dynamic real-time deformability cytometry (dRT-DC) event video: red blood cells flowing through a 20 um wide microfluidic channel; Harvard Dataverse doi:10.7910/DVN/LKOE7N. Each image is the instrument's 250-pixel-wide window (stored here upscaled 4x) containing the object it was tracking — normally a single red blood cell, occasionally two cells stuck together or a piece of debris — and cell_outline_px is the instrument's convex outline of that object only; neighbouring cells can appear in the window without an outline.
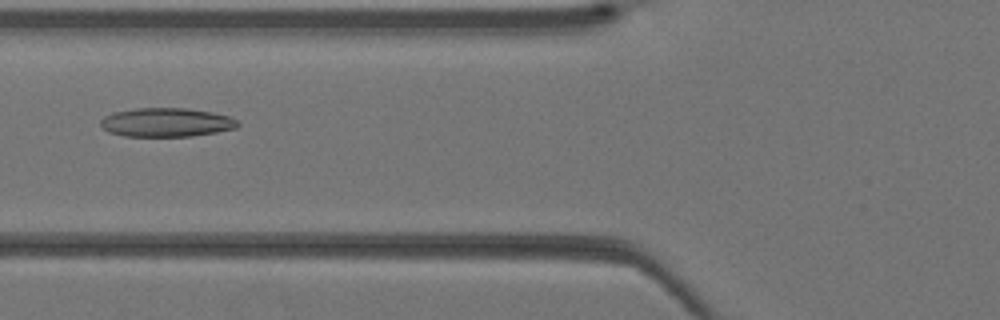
{"species": "Egyptian fruit bat (a non-hibernating species)", "species_latin": "Rousettus aegyptiacus", "temperature_condition": "warm", "stored_images_in_passage": 39, "camera_frame_rate_fps": 3000, "um_per_image_px": 0.085, "animal": {"sex": "female"}, "frame": {"image": 1, "passage_image": 14, "time_ms": 4.333, "image_size_px": [1000, 320], "cell_outline_px": [[240, 124], [236, 128], [216, 132], [192, 136], [124, 136], [108, 132], [100, 124], [100, 120], [104, 116], [112, 112], [136, 108], [188, 108], [212, 112], [228, 116], [236, 120]], "centroid_in_image_um": [14.12, 10.4], "position_along_channel_um": 111.7, "area_um2": 23.12}}
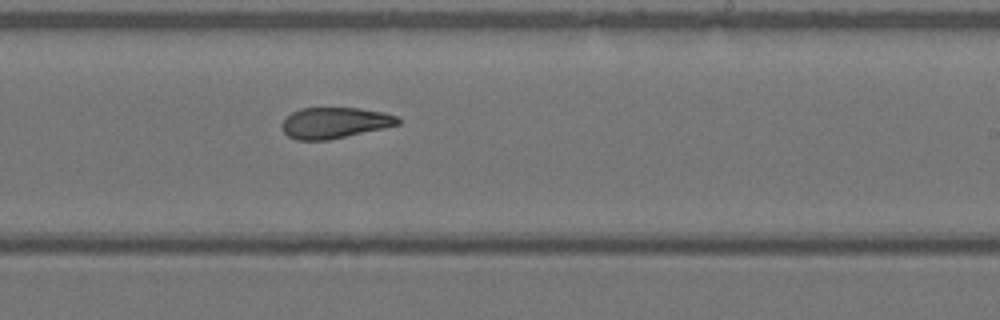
{"frame": {"image": 2, "passage_image": 23, "time_ms": 7.333, "image_size_px": [1000, 320], "cell_outline_px": [[400, 124], [328, 140], [296, 140], [288, 136], [284, 132], [280, 124], [292, 112], [300, 108], [360, 108], [384, 112], [396, 116], [400, 120]], "centroid_in_image_um": [28.42, 10.43], "position_along_channel_um": 260.6, "area_um2": 20.81}}
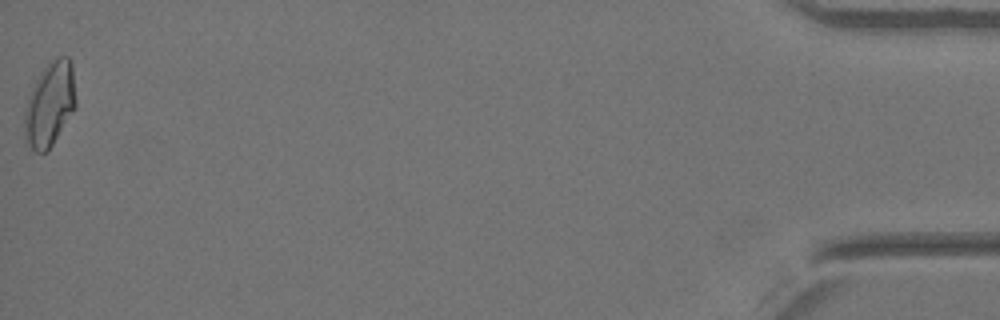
{"frame": {"image": 3, "passage_image": 39, "time_ms": 12.667, "image_size_px": [1000, 320], "cell_outline_px": [[76, 108], [48, 152], [36, 152], [24, 140], [24, 112], [32, 88], [36, 80], [44, 68], [56, 56], [68, 56], [72, 64], [76, 100]], "centroid_in_image_um": [4.24, 8.89], "position_along_channel_um": 431.0, "area_um2": 25.32}}